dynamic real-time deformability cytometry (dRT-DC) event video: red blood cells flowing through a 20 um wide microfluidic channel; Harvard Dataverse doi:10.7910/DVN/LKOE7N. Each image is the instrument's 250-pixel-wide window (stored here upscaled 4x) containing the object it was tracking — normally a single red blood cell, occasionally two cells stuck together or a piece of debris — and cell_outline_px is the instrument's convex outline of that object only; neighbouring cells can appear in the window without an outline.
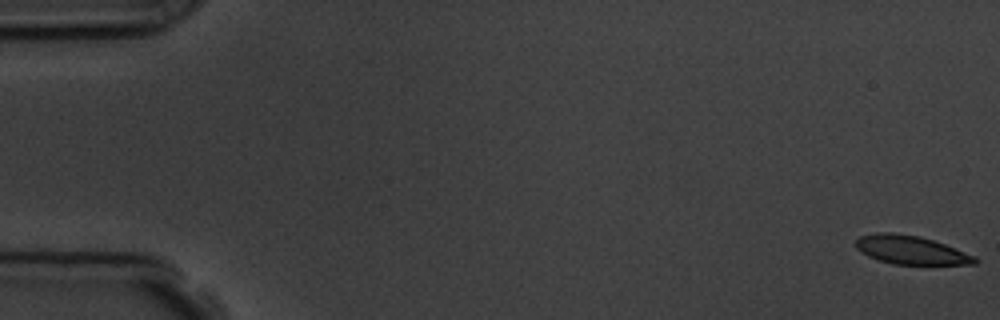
{"species": "common noctule bat (a hibernating species)", "species_latin": "Nyctalus noctula", "temperature_condition": "room temperature", "stored_images_in_passage": 5, "camera_frame_rate_fps": 3000, "um_per_image_px": 0.085, "animal": {"sex": "male", "body_mass_g": 19.5, "forearm_length_mm": 54.6}, "frame": {"image": 1, "passage_image": 1, "time_ms": 0.0, "image_size_px": [1000, 320], "cell_outline_px": [[980, 260], [976, 264], [892, 264], [868, 256], [860, 252], [856, 248], [856, 240], [860, 236], [876, 232], [892, 232], [920, 236], [944, 244], [976, 256]], "centroid_in_image_um": [77.42, 21.24], "position_along_channel_um": 7.6, "area_um2": 19.83}}